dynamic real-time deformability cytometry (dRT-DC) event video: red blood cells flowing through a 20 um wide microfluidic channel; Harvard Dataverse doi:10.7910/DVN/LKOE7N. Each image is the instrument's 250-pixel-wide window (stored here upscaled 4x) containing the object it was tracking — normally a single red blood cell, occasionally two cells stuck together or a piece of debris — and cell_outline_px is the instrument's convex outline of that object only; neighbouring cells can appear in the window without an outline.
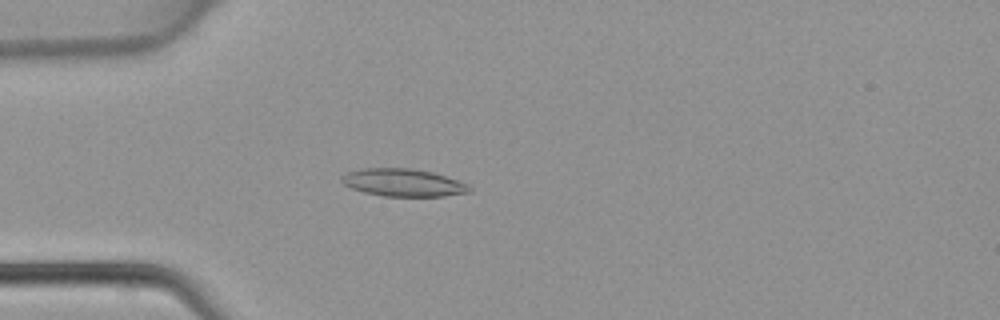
{"species": "common noctule bat (a hibernating species)", "species_latin": "Nyctalus noctula", "temperature_condition": "warm", "stored_images_in_passage": 45, "camera_frame_rate_fps": 3000, "um_per_image_px": 0.085, "animal": {"sex": "female", "body_mass_g": 22.7, "forearm_length_mm": 54.2}, "frame": {"image": 1, "passage_image": 13, "time_ms": 4.0, "image_size_px": [1000, 320], "cell_outline_px": [[472, 192], [444, 196], [384, 196], [364, 192], [352, 188], [344, 184], [340, 180], [340, 176], [348, 172], [360, 168], [412, 168], [432, 172], [468, 184], [472, 188]], "centroid_in_image_um": [34.26, 15.52], "position_along_channel_um": 50.7, "area_um2": 20.58}}
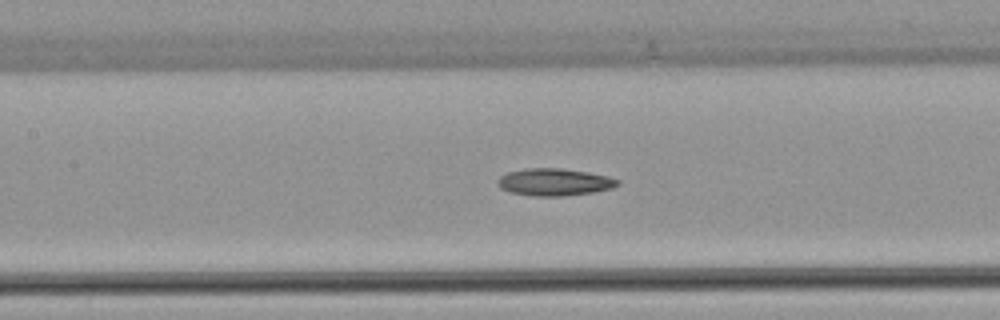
{"frame": {"image": 2, "passage_image": 21, "time_ms": 6.667, "image_size_px": [1000, 320], "cell_outline_px": [[620, 184], [612, 188], [592, 192], [560, 196], [536, 196], [512, 192], [500, 188], [496, 184], [496, 180], [500, 176], [508, 172], [524, 168], [564, 168], [588, 172], [608, 176], [620, 180]], "centroid_in_image_um": [47.11, 15.46], "position_along_channel_um": 160.3, "area_um2": 19.07}}
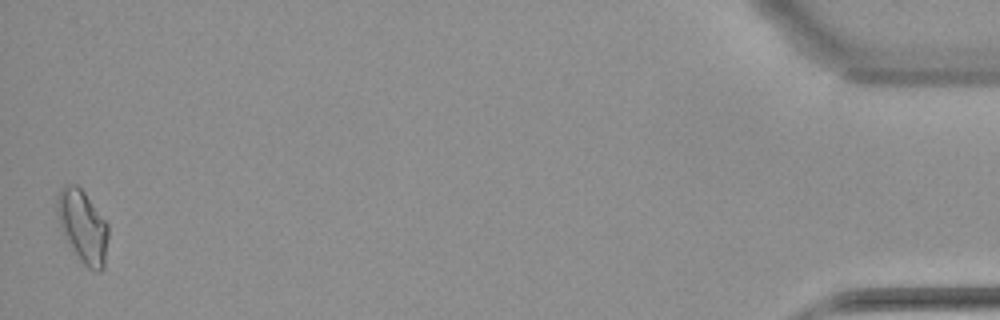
{"frame": {"image": 3, "passage_image": 45, "time_ms": 14.667, "image_size_px": [1000, 320], "cell_outline_px": [[108, 236], [104, 268], [100, 272], [96, 272], [88, 268], [80, 260], [64, 236], [60, 228], [56, 212], [56, 196], [60, 188], [64, 184], [76, 184], [84, 192], [108, 224]], "centroid_in_image_um": [7.01, 19.23], "position_along_channel_um": 428.2, "area_um2": 21.73}}